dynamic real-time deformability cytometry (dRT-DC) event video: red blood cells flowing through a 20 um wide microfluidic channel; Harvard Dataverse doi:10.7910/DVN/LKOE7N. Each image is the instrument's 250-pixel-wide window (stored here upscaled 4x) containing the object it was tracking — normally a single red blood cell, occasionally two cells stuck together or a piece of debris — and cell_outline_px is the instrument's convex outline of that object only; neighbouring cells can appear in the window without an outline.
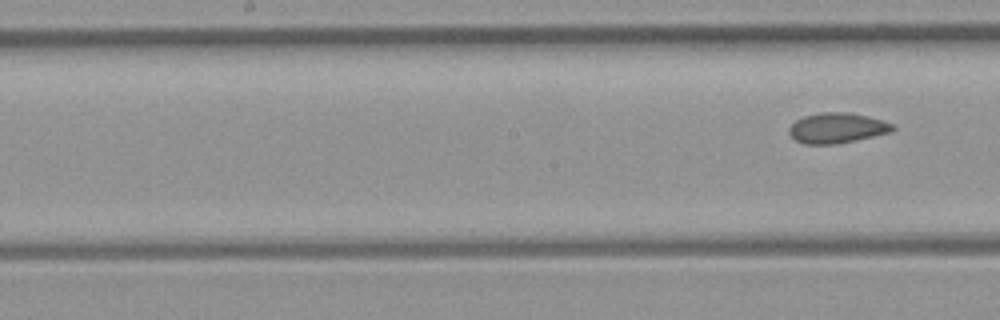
{"species": "common noctule bat (a hibernating species)", "species_latin": "Nyctalus noctula", "temperature_condition": "room temperature", "stored_images_in_passage": 5, "segment_of_instrument_passage": [2, 2], "camera_frame_rate_fps": 3000, "um_per_image_px": 0.085, "animal": {"sex": "female", "body_mass_g": 21.9}, "frame": {"image": 1, "passage_image": 5, "time_ms": 4.667, "image_size_px": [1000, 320], "cell_outline_px": [[896, 128], [892, 132], [836, 144], [804, 144], [796, 140], [788, 132], [788, 128], [796, 120], [804, 116], [824, 112], [848, 112], [868, 116], [892, 124]], "centroid_in_image_um": [71.14, 10.88], "position_along_channel_um": 177.1, "area_um2": 18.15}}